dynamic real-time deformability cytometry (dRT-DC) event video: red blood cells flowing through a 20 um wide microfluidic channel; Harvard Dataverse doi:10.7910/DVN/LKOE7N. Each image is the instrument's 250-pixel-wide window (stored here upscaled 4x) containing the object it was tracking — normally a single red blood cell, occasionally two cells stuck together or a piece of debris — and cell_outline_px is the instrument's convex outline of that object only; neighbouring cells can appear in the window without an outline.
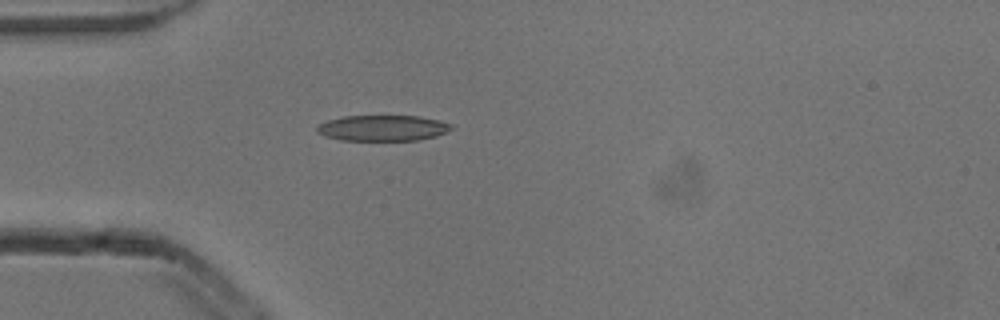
{"species": "common noctule bat (a hibernating species)", "species_latin": "Nyctalus noctula", "temperature_condition": "cold", "stored_images_in_passage": 1, "camera_frame_rate_fps": 3000, "um_per_image_px": 0.085, "animal": {"sex": "male", "body_mass_g": 13.3}, "frame": {"image": 1, "passage_image": 1, "time_ms": 0.0, "image_size_px": [1000, 320], "cell_outline_px": [[452, 128], [436, 136], [416, 140], [340, 140], [324, 136], [316, 132], [316, 128], [320, 124], [328, 120], [344, 116], [420, 116], [452, 124]], "centroid_in_image_um": [32.49, 10.88], "position_along_channel_um": 52.5, "area_um2": 20.0}}